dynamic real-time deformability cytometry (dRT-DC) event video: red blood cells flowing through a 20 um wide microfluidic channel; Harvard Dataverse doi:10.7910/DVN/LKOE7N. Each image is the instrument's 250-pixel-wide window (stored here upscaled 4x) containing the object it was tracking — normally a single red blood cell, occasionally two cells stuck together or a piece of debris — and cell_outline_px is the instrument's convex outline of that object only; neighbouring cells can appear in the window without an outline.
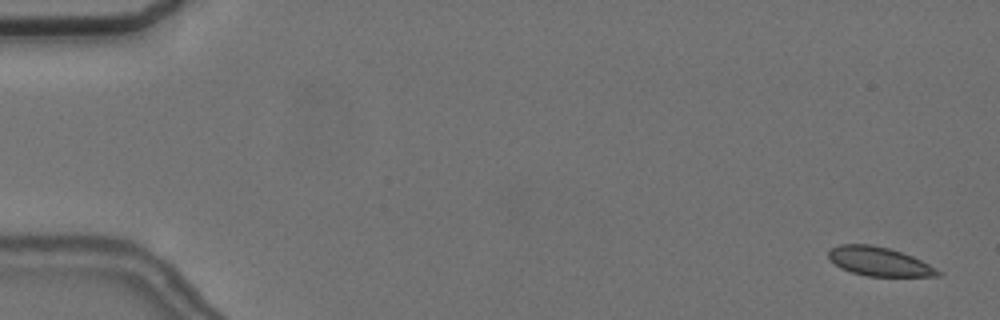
{"species": "common noctule bat (a hibernating species)", "species_latin": "Nyctalus noctula", "temperature_condition": "cold", "stored_images_in_passage": 58, "camera_frame_rate_fps": 3000, "um_per_image_px": 0.085, "animal": {"sex": "female", "body_mass_g": 24.6, "forearm_length_mm": 56.2}, "frame": {"image": 1, "passage_image": 3, "time_ms": 0.667, "image_size_px": [1000, 320], "cell_outline_px": [[940, 276], [868, 276], [852, 272], [840, 268], [828, 260], [828, 252], [832, 248], [840, 244], [872, 244], [888, 248], [912, 256], [936, 268], [940, 272]], "centroid_in_image_um": [74.68, 22.22], "position_along_channel_um": 10.3, "area_um2": 18.32}}
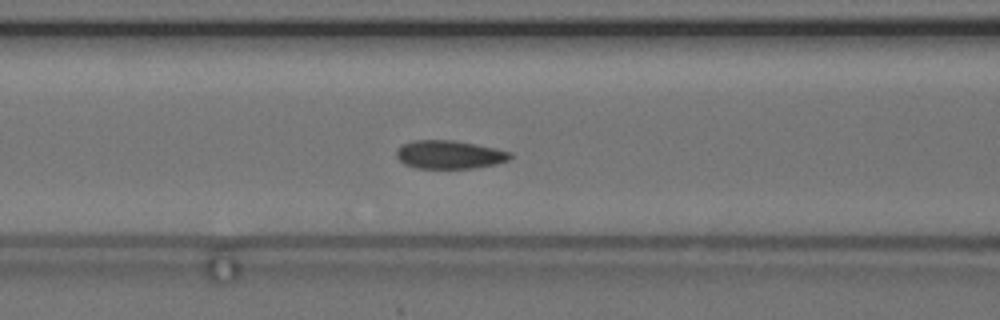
{"frame": {"image": 2, "passage_image": 25, "time_ms": 8.0, "image_size_px": [1000, 320], "cell_outline_px": [[512, 156], [508, 160], [496, 164], [472, 168], [416, 168], [404, 164], [396, 156], [396, 148], [404, 144], [416, 140], [452, 140], [476, 144], [496, 148], [512, 152]], "centroid_in_image_um": [38.2, 13.14], "position_along_channel_um": 128.4, "area_um2": 18.79}}
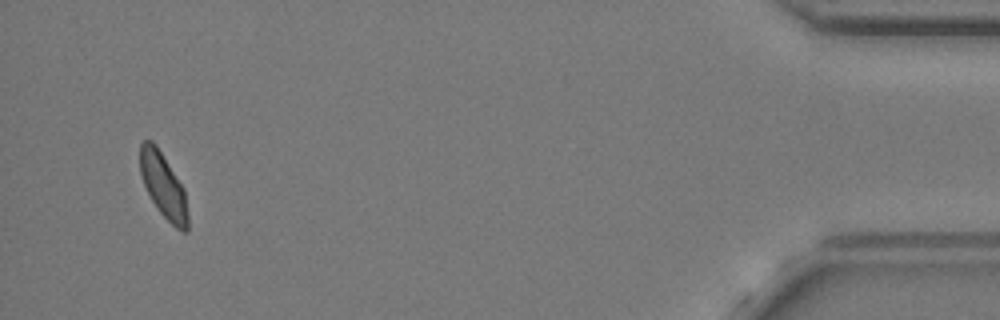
{"frame": {"image": 3, "passage_image": 56, "time_ms": 18.333, "image_size_px": [1000, 320], "cell_outline_px": [[188, 232], [180, 232], [156, 208], [140, 176], [140, 144], [144, 140], [152, 140], [156, 144], [184, 188], [188, 216]], "centroid_in_image_um": [13.89, 15.78], "position_along_channel_um": 421.3, "area_um2": 18.03}}